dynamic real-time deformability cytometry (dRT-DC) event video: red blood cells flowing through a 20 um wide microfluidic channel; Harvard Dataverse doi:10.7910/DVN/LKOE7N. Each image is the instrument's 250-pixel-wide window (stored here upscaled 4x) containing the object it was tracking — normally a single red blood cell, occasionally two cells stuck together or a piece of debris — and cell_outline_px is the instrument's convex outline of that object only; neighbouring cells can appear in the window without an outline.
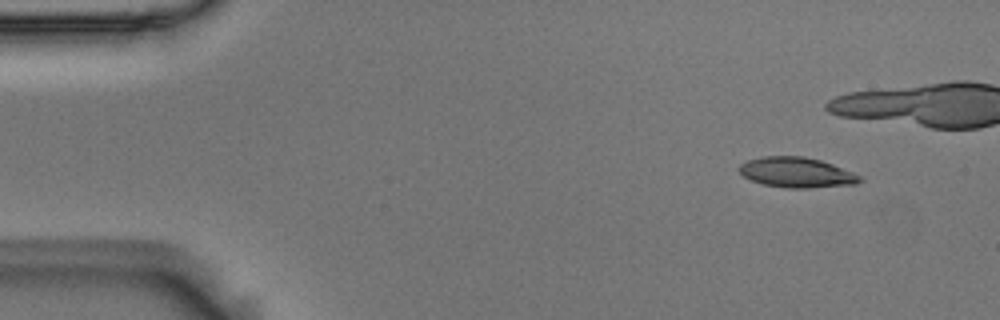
{"species": "Egyptian fruit bat (a non-hibernating species)", "species_latin": "Rousettus aegyptiacus", "temperature_condition": "room temperature", "stored_images_in_passage": 40, "camera_frame_rate_fps": 3000, "um_per_image_px": 0.085, "animal": {"sex": "male"}, "frame": {"image": 1, "passage_image": 2, "time_ms": 0.333, "image_size_px": [1000, 320], "cell_outline_px": [[864, 180], [856, 184], [808, 188], [788, 188], [764, 184], [752, 180], [744, 176], [736, 168], [740, 164], [748, 160], [760, 156], [804, 156], [820, 160], [832, 164], [852, 172], [860, 176]], "centroid_in_image_um": [67.7, 14.65], "position_along_channel_um": 17.3, "area_um2": 21.21}}
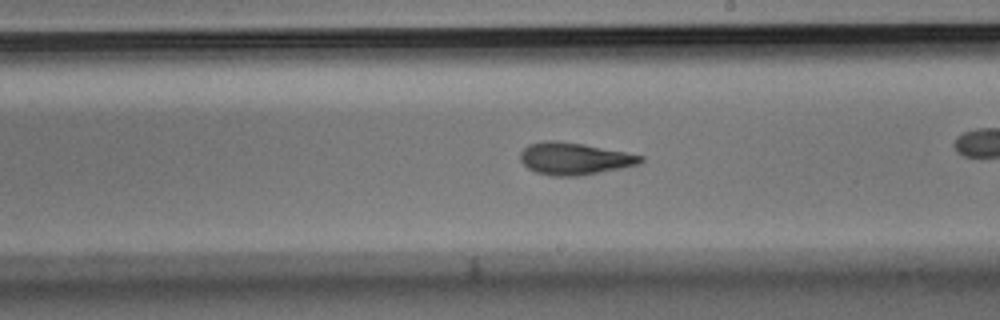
{"frame": {"image": 2, "passage_image": 28, "time_ms": 9.0, "image_size_px": [1000, 320], "cell_outline_px": [[644, 160], [640, 164], [580, 176], [552, 176], [536, 172], [528, 168], [520, 160], [520, 152], [528, 144], [548, 140], [556, 140], [584, 144], [644, 156]], "centroid_in_image_um": [48.8, 13.48], "position_along_channel_um": 240.2, "area_um2": 22.48}}
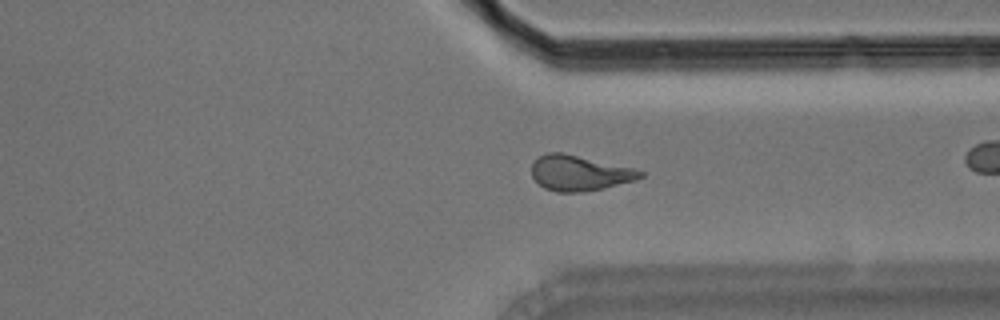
{"frame": {"image": 3, "passage_image": 38, "time_ms": 12.333, "image_size_px": [1000, 320], "cell_outline_px": [[644, 176], [636, 180], [604, 188], [580, 192], [556, 192], [544, 188], [532, 176], [532, 164], [540, 156], [548, 152], [560, 152], [632, 168], [644, 172]], "centroid_in_image_um": [49.25, 14.72], "position_along_channel_um": 362.2, "area_um2": 22.02}}